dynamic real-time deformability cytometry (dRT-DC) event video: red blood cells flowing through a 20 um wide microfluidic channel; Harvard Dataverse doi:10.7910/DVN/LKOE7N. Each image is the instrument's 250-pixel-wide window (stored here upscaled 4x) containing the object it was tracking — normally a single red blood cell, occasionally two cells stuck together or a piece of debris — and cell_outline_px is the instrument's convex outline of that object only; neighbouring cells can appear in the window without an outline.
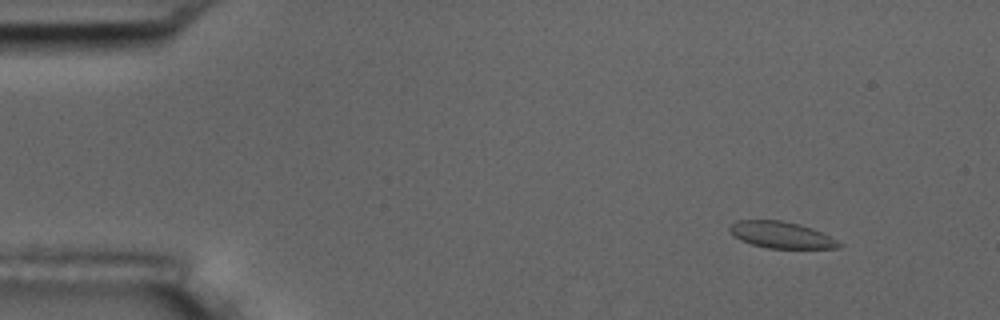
{"species": "common noctule bat (a hibernating species)", "species_latin": "Nyctalus noctula", "temperature_condition": "room temperature", "stored_images_in_passage": 5, "camera_frame_rate_fps": 3000, "um_per_image_px": 0.085, "animal": {"sex": "male", "body_mass_g": 17.5, "forearm_length_mm": 52.3}, "frame": {"image": 1, "passage_image": 2, "time_ms": 1.0, "image_size_px": [1000, 320], "cell_outline_px": [[844, 244], [840, 248], [768, 248], [752, 244], [740, 240], [728, 228], [736, 220], [780, 220], [800, 224], [812, 228]], "centroid_in_image_um": [66.42, 19.96], "position_along_channel_um": 18.6, "area_um2": 16.7}}
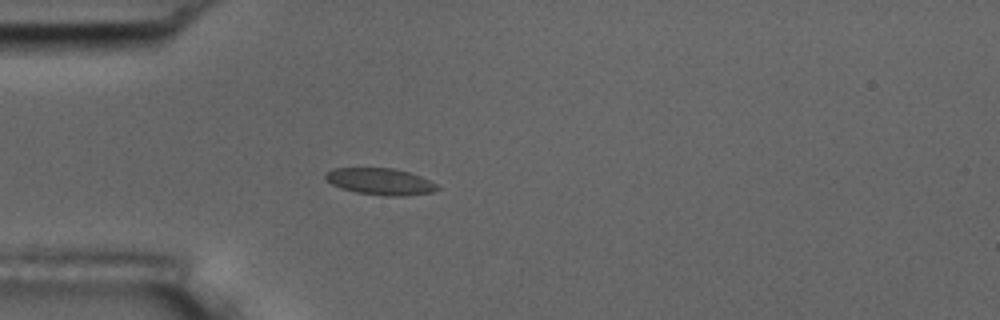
{"frame": {"image": 2, "passage_image": 5, "time_ms": 4.333, "image_size_px": [1000, 320], "cell_outline_px": [[440, 188], [432, 192], [404, 196], [384, 196], [356, 192], [340, 188], [332, 184], [324, 176], [332, 168], [392, 168], [408, 172], [420, 176], [436, 184]], "centroid_in_image_um": [32.32, 15.43], "position_along_channel_um": 52.7, "area_um2": 17.22}}